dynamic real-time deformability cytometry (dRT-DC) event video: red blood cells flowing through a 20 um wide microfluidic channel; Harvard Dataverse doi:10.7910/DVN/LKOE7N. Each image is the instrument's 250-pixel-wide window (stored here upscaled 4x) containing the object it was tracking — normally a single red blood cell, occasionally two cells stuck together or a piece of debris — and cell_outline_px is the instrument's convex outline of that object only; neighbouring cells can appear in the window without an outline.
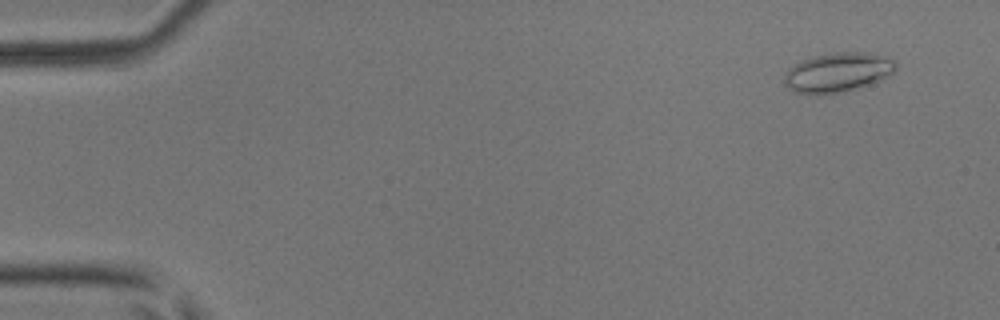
{"species": "common noctule bat (a hibernating species)", "species_latin": "Nyctalus noctula", "temperature_condition": "room temperature", "stored_images_in_passage": 6, "camera_frame_rate_fps": 3000, "um_per_image_px": 0.085, "animal": {"sex": "male", "body_mass_g": 17.9, "forearm_length_mm": 54.2}, "frame": {"image": 1, "passage_image": 2, "time_ms": 0.333, "image_size_px": [1000, 320], "cell_outline_px": [[896, 68], [888, 76], [880, 80], [844, 92], [792, 92], [784, 84], [784, 76], [788, 68], [800, 60], [816, 56], [836, 52], [868, 52], [888, 56], [896, 60]], "centroid_in_image_um": [71.23, 6.11], "position_along_channel_um": 13.8, "area_um2": 25.37}}